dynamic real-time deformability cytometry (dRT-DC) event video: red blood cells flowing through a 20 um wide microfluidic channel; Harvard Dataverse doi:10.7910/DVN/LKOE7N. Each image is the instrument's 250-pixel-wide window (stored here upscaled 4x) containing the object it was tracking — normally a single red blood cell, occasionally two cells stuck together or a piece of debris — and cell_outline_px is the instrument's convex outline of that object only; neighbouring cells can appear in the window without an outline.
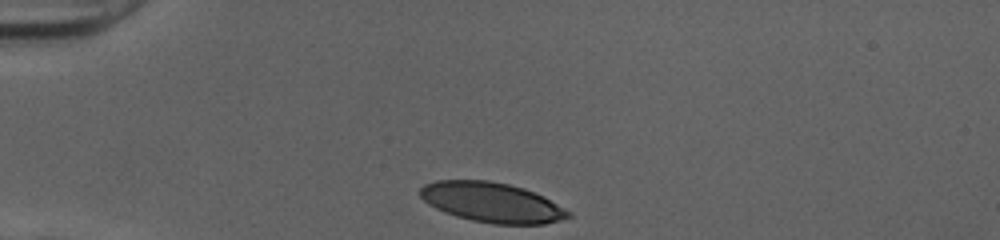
{"species": "human", "species_latin": "Homo sapiens", "temperature_condition": "cold", "stored_images_in_passage": 30, "camera_frame_rate_fps": 3000, "um_per_image_px": 0.085, "donor": {"sex": "female"}, "frame": {"image": 1, "passage_image": 1, "time_ms": 0.0, "image_size_px": [1000, 240], "cell_outline_px": [[572, 216], [560, 220], [544, 224], [492, 224], [472, 220], [456, 216], [444, 212], [428, 204], [416, 192], [424, 184], [436, 180], [488, 180], [508, 184], [524, 188], [544, 196], [572, 212]], "centroid_in_image_um": [41.8, 17.2], "position_along_channel_um": 43.2, "area_um2": 34.68}}
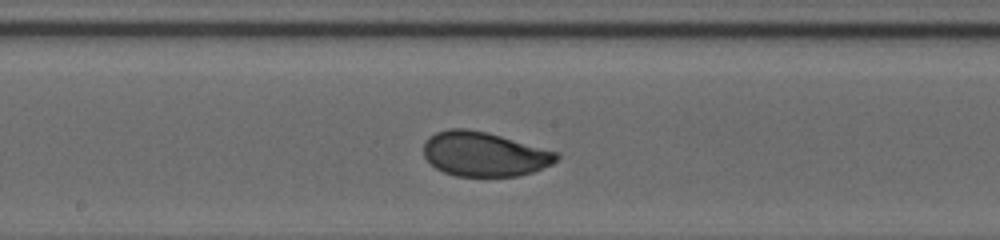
{"frame": {"image": 2, "passage_image": 16, "time_ms": 5.0, "image_size_px": [1000, 240], "cell_outline_px": [[560, 156], [552, 164], [532, 172], [520, 176], [456, 176], [444, 172], [436, 168], [424, 156], [424, 144], [428, 136], [436, 132], [448, 128], [468, 128], [488, 132], [560, 152]], "centroid_in_image_um": [41.18, 13.08], "position_along_channel_um": 207.0, "area_um2": 34.74}}
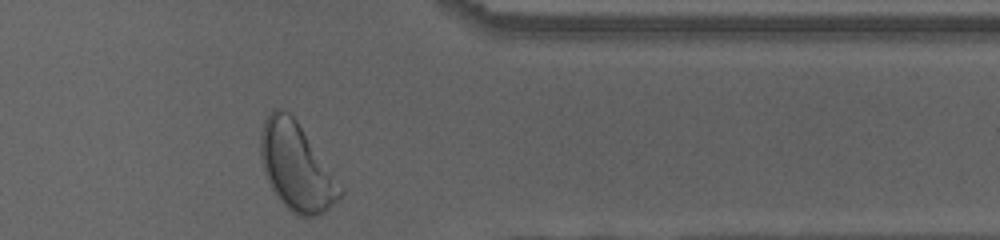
{"frame": {"image": 3, "passage_image": 30, "time_ms": 9.667, "image_size_px": [1000, 240], "cell_outline_px": [[344, 192], [324, 212], [316, 216], [300, 216], [292, 212], [276, 196], [264, 172], [260, 156], [260, 132], [264, 120], [268, 112], [272, 108], [280, 108], [288, 112], [296, 120], [344, 188]], "centroid_in_image_um": [25.17, 14.15], "position_along_channel_um": 386.2, "area_um2": 40.29}, "authors_computed_cell_mechanics": {"area_um2": 34.7089, "velocity_mm_per_s": 4.0142, "shape_relaxation_time_tau1_ms": 2.7903, "shape_relaxation_time_tau2_ms": null, "deformation_change_tau1": 0.1414, "deformation_change_tau2": null}}